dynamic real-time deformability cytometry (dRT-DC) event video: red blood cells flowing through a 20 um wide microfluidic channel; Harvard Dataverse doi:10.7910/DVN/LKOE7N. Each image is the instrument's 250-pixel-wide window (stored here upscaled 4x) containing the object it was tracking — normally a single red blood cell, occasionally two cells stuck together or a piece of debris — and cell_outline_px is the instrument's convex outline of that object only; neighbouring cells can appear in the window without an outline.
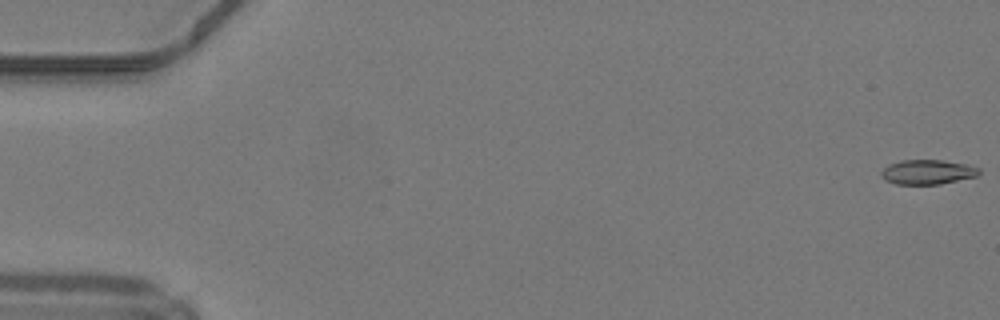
{"species": "common noctule bat (a hibernating species)", "species_latin": "Nyctalus noctula", "temperature_condition": "warm", "stored_images_in_passage": 47, "camera_frame_rate_fps": 3000, "um_per_image_px": 0.085, "animal": {"sex": "male", "body_mass_g": 19.2, "forearm_length_mm": 51.8}, "frame": {"image": 1, "passage_image": 1, "time_ms": 0.0, "image_size_px": [1000, 320], "cell_outline_px": [[980, 172], [976, 176], [940, 184], [896, 184], [884, 180], [880, 176], [880, 172], [888, 164], [900, 160], [940, 160], [964, 164], [980, 168]], "centroid_in_image_um": [78.78, 14.62], "position_along_channel_um": 6.2, "area_um2": 13.99}}
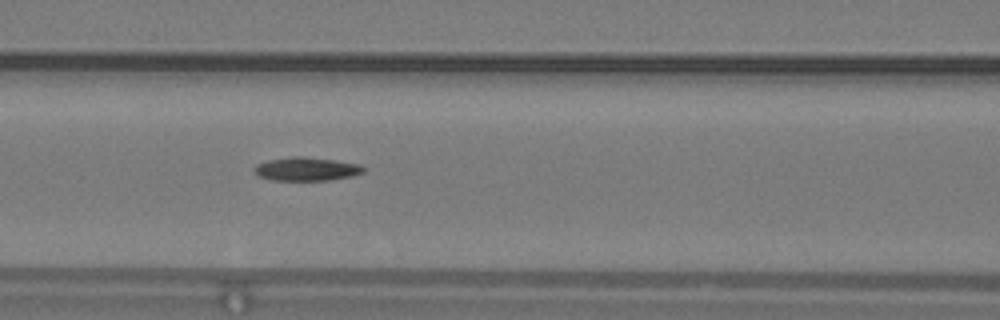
{"frame": {"image": 2, "passage_image": 22, "time_ms": 7.0, "image_size_px": [1000, 320], "cell_outline_px": [[364, 172], [352, 176], [332, 180], [272, 180], [260, 176], [252, 168], [256, 164], [268, 160], [292, 156], [304, 156], [336, 160], [356, 164], [364, 168]], "centroid_in_image_um": [26.03, 14.36], "position_along_channel_um": 140.6, "area_um2": 14.91}}
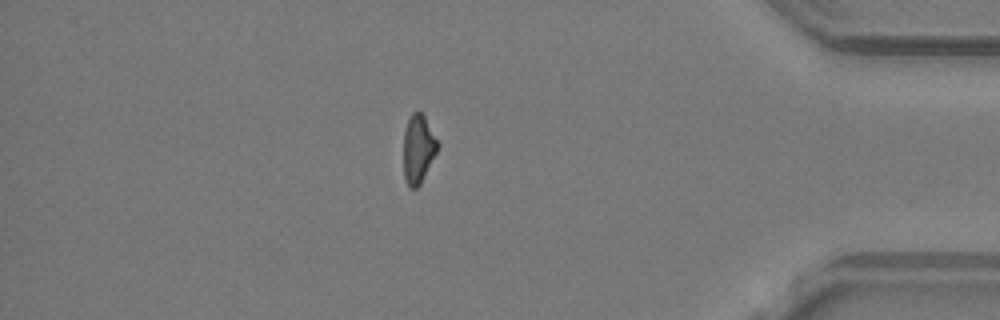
{"frame": {"image": 3, "passage_image": 43, "time_ms": 14.0, "image_size_px": [1000, 320], "cell_outline_px": [[440, 144], [420, 184], [416, 188], [408, 188], [404, 180], [404, 132], [408, 120], [412, 112], [420, 112], [424, 116]], "centroid_in_image_um": [35.54, 12.68], "position_along_channel_um": 399.7, "area_um2": 13.47}}